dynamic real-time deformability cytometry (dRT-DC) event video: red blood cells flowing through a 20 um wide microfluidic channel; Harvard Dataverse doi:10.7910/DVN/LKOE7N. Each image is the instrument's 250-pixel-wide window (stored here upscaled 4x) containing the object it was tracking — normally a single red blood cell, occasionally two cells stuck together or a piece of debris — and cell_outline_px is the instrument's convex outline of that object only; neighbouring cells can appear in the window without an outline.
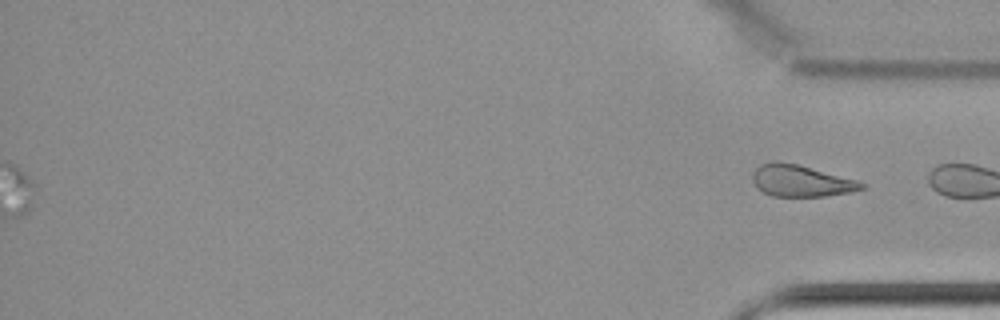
{"species": "common noctule bat (a hibernating species)", "species_latin": "Nyctalus noctula", "temperature_condition": "cold", "stored_images_in_passage": 54, "segment_of_instrument_passage": [2, 2], "camera_frame_rate_fps": 3000, "um_per_image_px": 0.085, "animal": {"sex": "female", "body_mass_g": 22.7, "forearm_length_mm": 54.2}, "frame": {"image": 1, "passage_image": 54, "time_ms": 17.667, "image_size_px": [1000, 320], "cell_outline_px": [[864, 188], [852, 192], [824, 196], [772, 196], [756, 188], [752, 180], [752, 172], [760, 164], [772, 160], [776, 160], [796, 164], [856, 180], [864, 184]], "centroid_in_image_um": [68.01, 15.36], "position_along_channel_um": 367.2, "area_um2": 20.0}}